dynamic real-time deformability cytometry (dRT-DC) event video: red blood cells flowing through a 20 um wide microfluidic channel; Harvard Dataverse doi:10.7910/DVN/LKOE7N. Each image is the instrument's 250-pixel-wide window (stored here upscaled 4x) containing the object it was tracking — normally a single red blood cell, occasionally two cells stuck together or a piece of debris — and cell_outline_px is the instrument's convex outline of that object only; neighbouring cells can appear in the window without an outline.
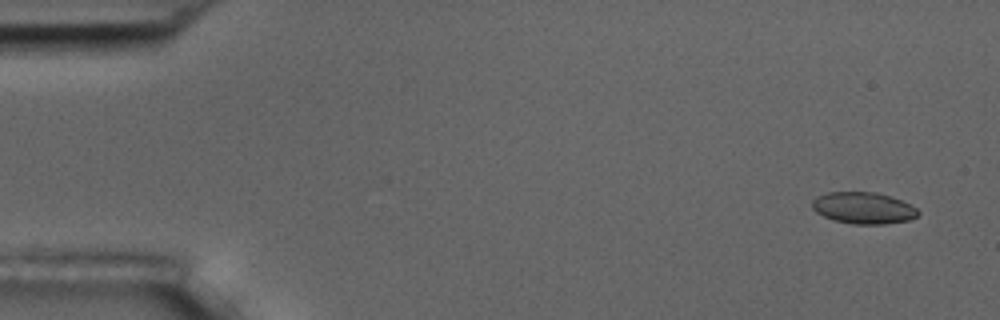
{"species": "common noctule bat (a hibernating species)", "species_latin": "Nyctalus noctula", "temperature_condition": "room temperature", "stored_images_in_passage": 6, "camera_frame_rate_fps": 3000, "um_per_image_px": 0.085, "animal": {"sex": "male", "body_mass_g": 17.5, "forearm_length_mm": 52.3}, "frame": {"image": 1, "passage_image": 1, "time_ms": 0.0, "image_size_px": [1000, 320], "cell_outline_px": [[920, 212], [916, 216], [908, 220], [884, 224], [852, 224], [832, 220], [816, 212], [812, 208], [812, 200], [816, 196], [828, 192], [876, 192], [900, 200], [916, 208]], "centroid_in_image_um": [73.34, 17.68], "position_along_channel_um": 11.7, "area_um2": 19.42}}
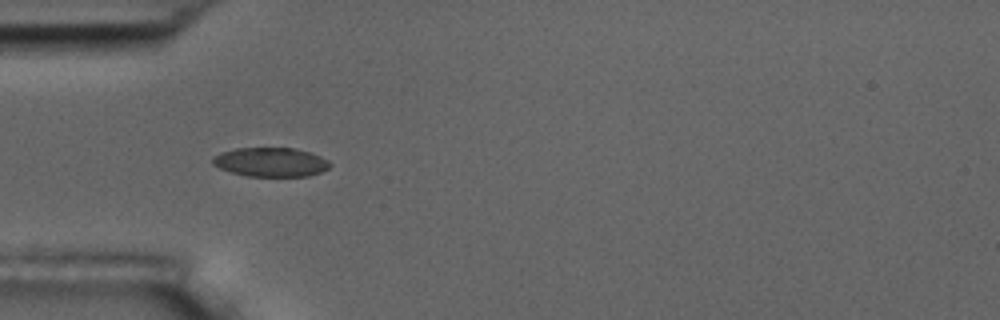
{"frame": {"image": 2, "passage_image": 5, "time_ms": 4.667, "image_size_px": [1000, 320], "cell_outline_px": [[332, 164], [328, 168], [320, 172], [308, 176], [244, 176], [220, 168], [212, 164], [212, 156], [220, 152], [236, 148], [292, 148], [312, 152], [328, 160]], "centroid_in_image_um": [23.0, 13.77], "position_along_channel_um": 62.0, "area_um2": 20.0}}